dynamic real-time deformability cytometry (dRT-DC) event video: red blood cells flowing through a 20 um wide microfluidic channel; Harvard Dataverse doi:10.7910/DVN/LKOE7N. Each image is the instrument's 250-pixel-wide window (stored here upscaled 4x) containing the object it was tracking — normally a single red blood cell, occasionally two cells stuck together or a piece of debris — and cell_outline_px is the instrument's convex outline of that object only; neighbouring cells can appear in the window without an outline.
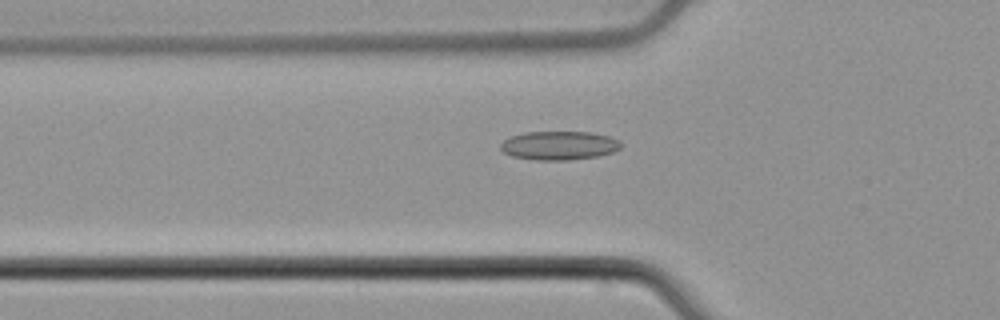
{"species": "common noctule bat (a hibernating species)", "species_latin": "Nyctalus noctula", "temperature_condition": "cold", "stored_images_in_passage": 48, "camera_frame_rate_fps": 3000, "um_per_image_px": 0.085, "animal": {"sex": "male", "body_mass_g": 21.5, "forearm_length_mm": 52.0}, "frame": {"image": 1, "passage_image": 13, "time_ms": 4.0, "image_size_px": [1000, 320], "cell_outline_px": [[620, 148], [612, 152], [600, 156], [568, 160], [536, 160], [512, 156], [504, 152], [500, 148], [500, 144], [504, 140], [512, 136], [524, 132], [592, 132], [608, 136], [620, 140]], "centroid_in_image_um": [47.53, 12.37], "position_along_channel_um": 78.3, "area_um2": 20.17}}
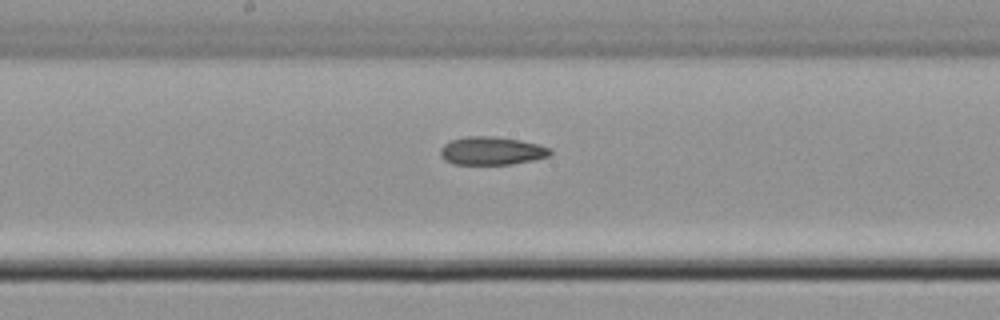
{"frame": {"image": 2, "passage_image": 23, "time_ms": 7.333, "image_size_px": [1000, 320], "cell_outline_px": [[552, 152], [548, 156], [532, 160], [512, 164], [452, 164], [444, 160], [440, 156], [440, 148], [444, 144], [452, 140], [468, 136], [492, 136], [520, 140], [540, 144], [548, 148]], "centroid_in_image_um": [41.76, 12.82], "position_along_channel_um": 206.4, "area_um2": 17.98}}
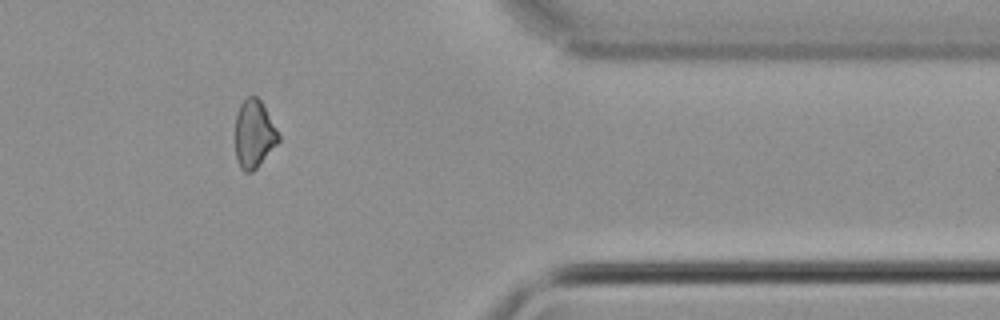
{"frame": {"image": 3, "passage_image": 39, "time_ms": 12.667, "image_size_px": [1000, 320], "cell_outline_px": [[280, 140], [256, 168], [252, 172], [244, 172], [240, 168], [236, 156], [236, 112], [240, 104], [248, 96], [256, 96], [260, 100], [276, 128], [280, 136]], "centroid_in_image_um": [21.58, 11.39], "position_along_channel_um": 389.8, "area_um2": 16.88}}